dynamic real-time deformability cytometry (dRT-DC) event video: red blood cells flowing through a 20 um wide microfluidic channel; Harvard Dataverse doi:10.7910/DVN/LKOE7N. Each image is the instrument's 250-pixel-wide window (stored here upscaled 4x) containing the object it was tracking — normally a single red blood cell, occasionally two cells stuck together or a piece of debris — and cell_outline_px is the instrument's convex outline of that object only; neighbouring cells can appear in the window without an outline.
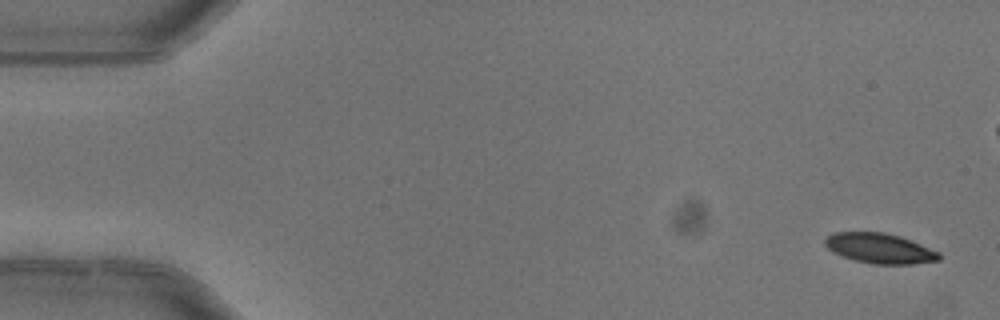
{"species": "common noctule bat (a hibernating species)", "species_latin": "Nyctalus noctula", "temperature_condition": "warm", "stored_images_in_passage": 6, "camera_frame_rate_fps": 3000, "um_per_image_px": 0.085, "animal": {"sex": "female"}, "frame": {"image": 1, "passage_image": 1, "time_ms": 0.0, "image_size_px": [1000, 320], "cell_outline_px": [[940, 260], [912, 264], [872, 264], [856, 260], [832, 252], [824, 244], [824, 240], [828, 236], [836, 232], [884, 232], [900, 236], [940, 252]], "centroid_in_image_um": [74.78, 21.11], "position_along_channel_um": 10.2, "area_um2": 19.88}}